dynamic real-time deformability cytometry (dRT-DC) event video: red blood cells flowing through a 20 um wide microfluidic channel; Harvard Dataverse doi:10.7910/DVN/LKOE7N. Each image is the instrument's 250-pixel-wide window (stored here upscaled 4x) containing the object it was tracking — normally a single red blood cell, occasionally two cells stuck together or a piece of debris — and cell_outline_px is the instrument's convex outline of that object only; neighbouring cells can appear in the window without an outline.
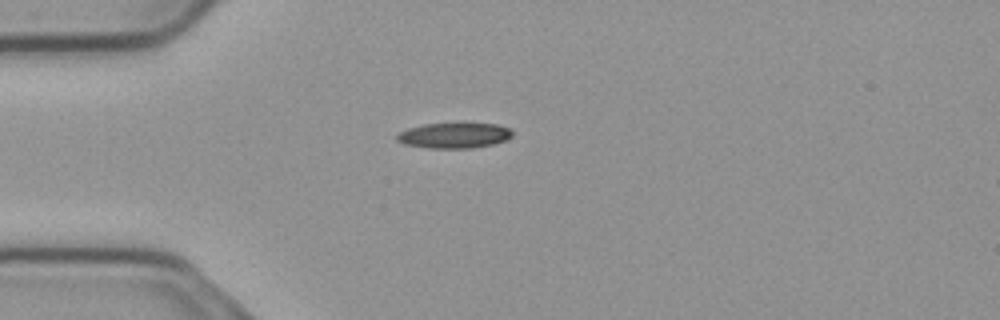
{"species": "common noctule bat (a hibernating species)", "species_latin": "Nyctalus noctula", "temperature_condition": "cold", "stored_images_in_passage": 42, "camera_frame_rate_fps": 3000, "um_per_image_px": 0.085, "animal": {"sex": "male", "body_mass_g": 23.1, "forearm_length_mm": 52.7}, "frame": {"image": 1, "passage_image": 1, "time_ms": 0.0, "image_size_px": [1000, 320], "cell_outline_px": [[512, 136], [508, 140], [492, 144], [472, 148], [428, 148], [404, 144], [396, 140], [396, 136], [400, 132], [408, 128], [424, 124], [496, 124], [508, 128], [512, 132]], "centroid_in_image_um": [38.59, 11.52], "position_along_channel_um": 46.4, "area_um2": 16.94}}
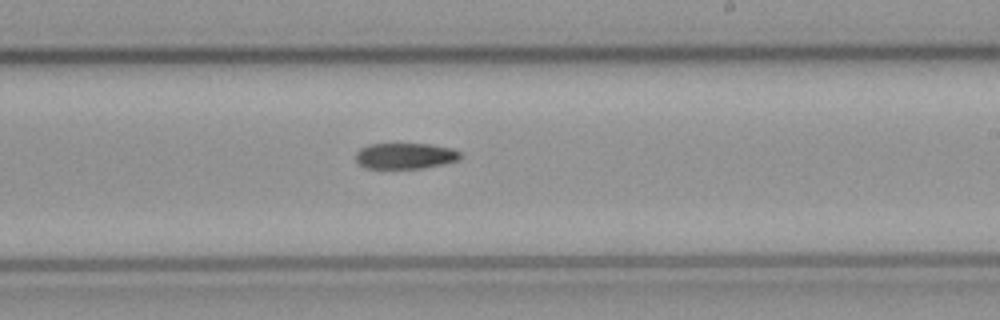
{"frame": {"image": 2, "passage_image": 19, "time_ms": 6.0, "image_size_px": [1000, 320], "cell_outline_px": [[460, 156], [456, 160], [440, 164], [420, 168], [368, 168], [360, 164], [356, 160], [356, 152], [360, 148], [368, 144], [428, 144], [452, 148], [460, 152]], "centroid_in_image_um": [34.4, 13.24], "position_along_channel_um": 254.6, "area_um2": 15.49}}
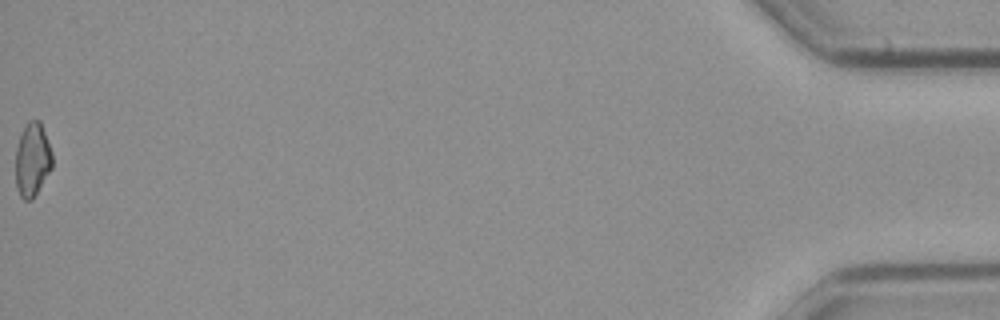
{"frame": {"image": 3, "passage_image": 42, "time_ms": 13.667, "image_size_px": [1000, 320], "cell_outline_px": [[52, 168], [32, 200], [24, 200], [20, 196], [16, 184], [16, 148], [20, 136], [28, 120], [40, 120], [52, 152]], "centroid_in_image_um": [2.76, 13.57], "position_along_channel_um": 432.4, "area_um2": 15.66}, "authors_computed_cell_mechanics": {"area_um2": 16.5308, "velocity_mm_per_s": 3.7232, "shape_relaxation_time_tau1_ms": 9.0288, "shape_relaxation_time_tau2_ms": null, "deformation_change_tau1": 0.1705, "deformation_change_tau2": null}}